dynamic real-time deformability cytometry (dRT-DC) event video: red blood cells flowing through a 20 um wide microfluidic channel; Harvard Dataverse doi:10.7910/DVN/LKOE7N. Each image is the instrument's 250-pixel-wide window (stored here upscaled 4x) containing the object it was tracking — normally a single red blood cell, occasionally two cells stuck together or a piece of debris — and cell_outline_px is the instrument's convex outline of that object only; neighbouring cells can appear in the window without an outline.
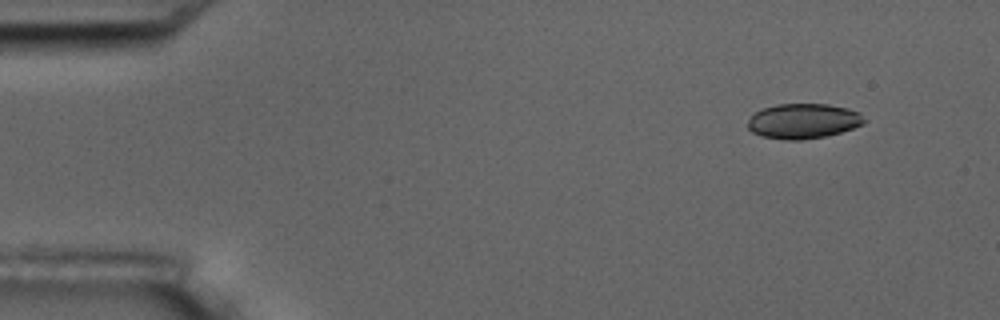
{"species": "common noctule bat (a hibernating species)", "species_latin": "Nyctalus noctula", "temperature_condition": "room temperature", "stored_images_in_passage": 4, "camera_frame_rate_fps": 3000, "um_per_image_px": 0.085, "animal": {"sex": "male", "body_mass_g": 17.5, "forearm_length_mm": 52.3}, "frame": {"image": 1, "passage_image": 1, "time_ms": 0.0, "image_size_px": [1000, 320], "cell_outline_px": [[864, 124], [840, 132], [824, 136], [800, 140], [784, 140], [760, 136], [752, 132], [748, 128], [748, 120], [756, 112], [764, 108], [776, 104], [828, 104], [848, 108], [860, 112], [864, 120]], "centroid_in_image_um": [68.27, 10.29], "position_along_channel_um": 16.7, "area_um2": 23.7}}
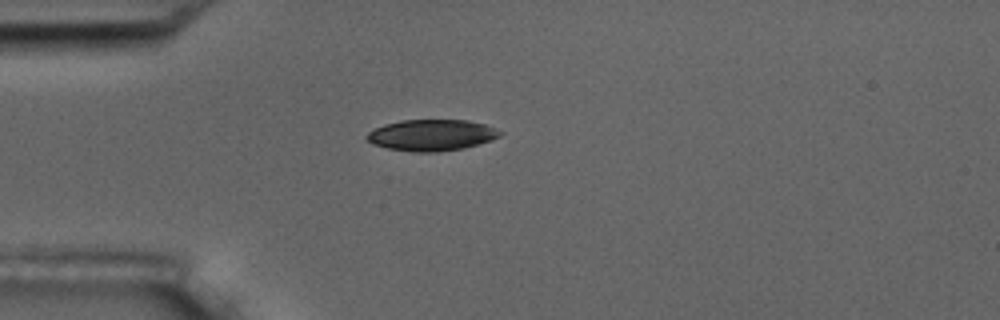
{"frame": {"image": 2, "passage_image": 4, "time_ms": 3.333, "image_size_px": [1000, 320], "cell_outline_px": [[504, 132], [500, 136], [492, 140], [464, 148], [436, 152], [412, 152], [388, 148], [372, 144], [364, 140], [364, 136], [368, 132], [384, 124], [404, 120], [468, 120], [484, 124]], "centroid_in_image_um": [36.66, 11.49], "position_along_channel_um": 48.3, "area_um2": 24.39}}